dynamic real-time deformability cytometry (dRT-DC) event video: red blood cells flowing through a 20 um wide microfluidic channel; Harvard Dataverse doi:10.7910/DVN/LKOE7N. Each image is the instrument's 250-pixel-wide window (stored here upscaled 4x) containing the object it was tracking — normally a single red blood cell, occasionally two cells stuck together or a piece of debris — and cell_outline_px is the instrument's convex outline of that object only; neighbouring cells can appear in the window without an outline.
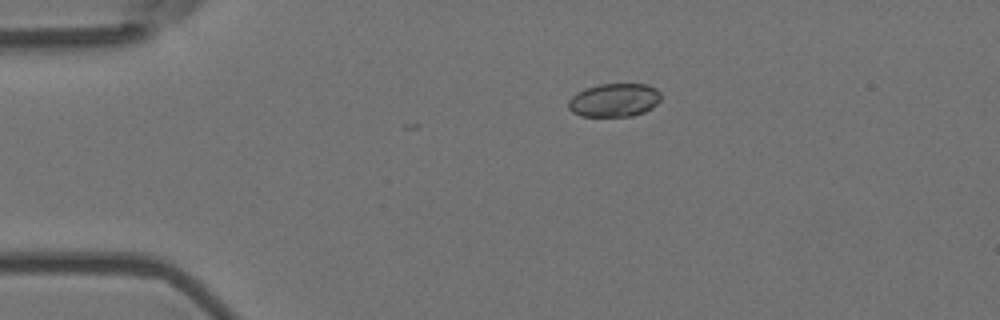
{"species": "Egyptian fruit bat (a non-hibernating species)", "species_latin": "Rousettus aegyptiacus", "temperature_condition": "room temperature", "stored_images_in_passage": 3, "camera_frame_rate_fps": 3000, "um_per_image_px": 0.085, "animal": {"sex": "female"}, "frame": {"image": 1, "passage_image": 1, "time_ms": 0.0, "image_size_px": [1000, 320], "cell_outline_px": [[660, 100], [652, 108], [644, 112], [632, 116], [580, 116], [572, 112], [568, 108], [568, 100], [576, 92], [584, 88], [600, 84], [648, 84], [656, 88], [660, 92]], "centroid_in_image_um": [52.2, 8.5], "position_along_channel_um": 32.8, "area_um2": 18.21}}
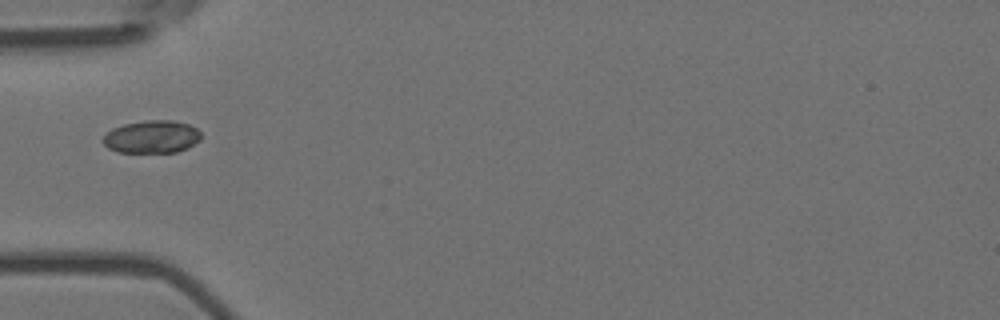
{"frame": {"image": 2, "passage_image": 3, "time_ms": 0.667, "image_size_px": [1000, 320], "cell_outline_px": [[200, 140], [188, 148], [176, 152], [116, 152], [108, 148], [100, 140], [112, 128], [124, 124], [148, 120], [172, 120], [188, 124], [196, 128], [200, 132]], "centroid_in_image_um": [12.89, 11.63], "position_along_channel_um": 72.1, "area_um2": 18.73}}